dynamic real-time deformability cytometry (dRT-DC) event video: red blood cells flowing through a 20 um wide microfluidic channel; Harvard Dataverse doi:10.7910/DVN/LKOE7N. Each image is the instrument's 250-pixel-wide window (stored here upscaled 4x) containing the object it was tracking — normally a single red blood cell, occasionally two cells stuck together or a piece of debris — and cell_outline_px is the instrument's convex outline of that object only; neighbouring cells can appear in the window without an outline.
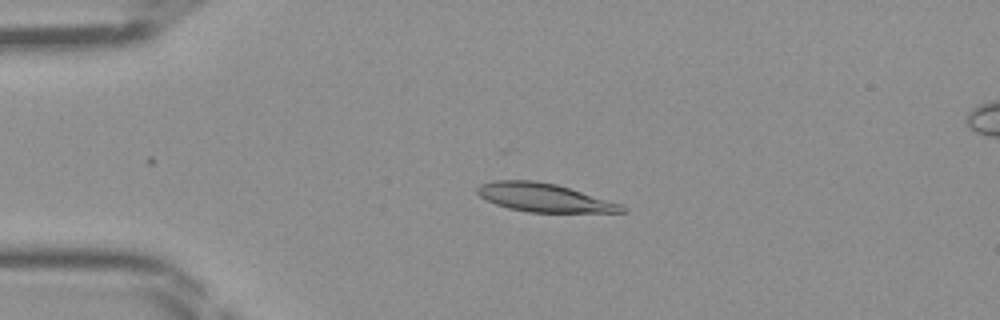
{"species": "Egyptian fruit bat (a non-hibernating species)", "species_latin": "Rousettus aegyptiacus", "temperature_condition": "room temperature", "stored_images_in_passage": 38, "camera_frame_rate_fps": 3000, "um_per_image_px": 0.085, "frame": {"image": 1, "passage_image": 11, "time_ms": 3.333, "image_size_px": [1000, 320], "cell_outline_px": [[628, 212], [528, 212], [508, 208], [496, 204], [480, 196], [476, 192], [476, 188], [480, 184], [492, 180], [536, 180], [556, 184], [620, 204], [628, 208]], "centroid_in_image_um": [46.21, 16.79], "position_along_channel_um": 38.8, "area_um2": 23.81}}
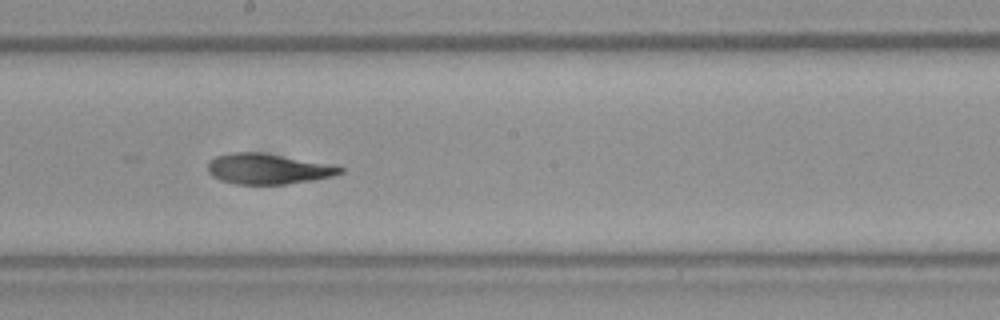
{"frame": {"image": 2, "passage_image": 26, "time_ms": 8.333, "image_size_px": [1000, 320], "cell_outline_px": [[344, 172], [332, 176], [312, 180], [284, 184], [236, 184], [220, 180], [212, 176], [208, 172], [208, 160], [216, 156], [232, 152], [260, 152], [336, 164], [344, 168]], "centroid_in_image_um": [22.8, 14.34], "position_along_channel_um": 225.4, "area_um2": 23.76}}
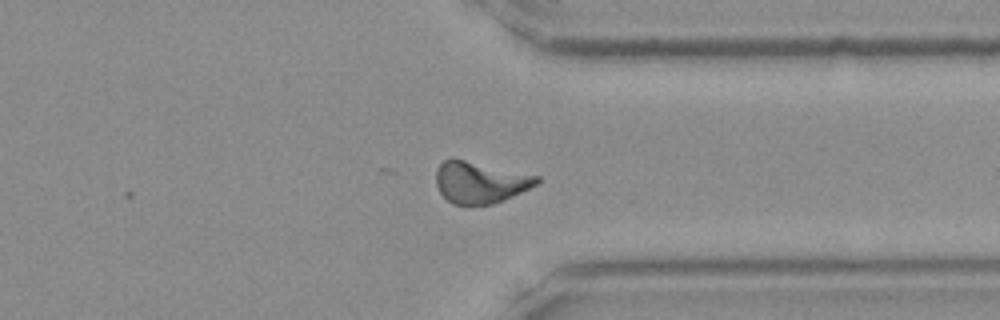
{"frame": {"image": 3, "passage_image": 36, "time_ms": 11.667, "image_size_px": [1000, 320], "cell_outline_px": [[540, 184], [504, 200], [492, 204], [464, 208], [452, 204], [440, 192], [436, 184], [436, 168], [444, 160], [452, 156], [540, 176]], "centroid_in_image_um": [40.8, 15.51], "position_along_channel_um": 370.6, "area_um2": 25.43}}